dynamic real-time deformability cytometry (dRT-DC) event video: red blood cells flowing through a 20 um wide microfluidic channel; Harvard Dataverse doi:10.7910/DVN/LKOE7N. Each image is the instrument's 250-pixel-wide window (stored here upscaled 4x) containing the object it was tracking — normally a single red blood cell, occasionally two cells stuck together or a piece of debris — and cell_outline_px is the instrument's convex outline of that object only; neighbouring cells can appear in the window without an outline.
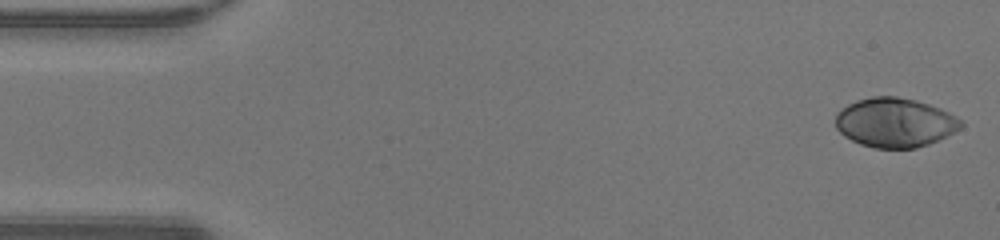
{"species": "human", "species_latin": "Homo sapiens", "temperature_condition": "warm", "stored_images_in_passage": 48, "camera_frame_rate_fps": 3000, "um_per_image_px": 0.085, "donor": {"sex": "male"}, "frame": {"image": 1, "passage_image": 1, "time_ms": 0.0, "image_size_px": [1000, 240], "cell_outline_px": [[964, 124], [960, 128], [928, 144], [916, 148], [872, 148], [860, 144], [844, 136], [836, 128], [836, 112], [848, 104], [856, 100], [872, 96], [896, 96], [916, 100], [940, 108], [956, 116]], "centroid_in_image_um": [76.03, 10.41], "position_along_channel_um": 9.0, "area_um2": 35.95}}
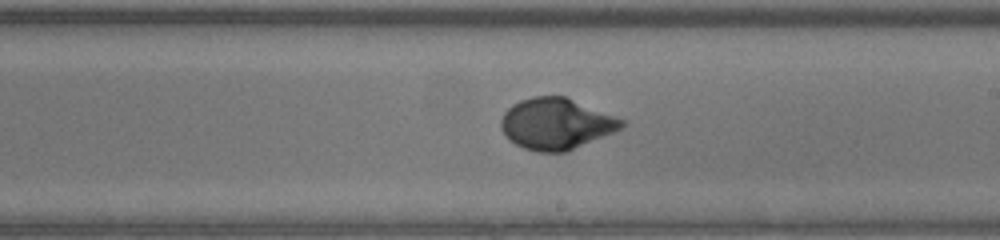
{"frame": {"image": 2, "passage_image": 27, "time_ms": 8.667, "image_size_px": [1000, 240], "cell_outline_px": [[628, 124], [612, 132], [564, 152], [536, 152], [524, 148], [508, 140], [500, 128], [500, 120], [504, 112], [512, 104], [520, 100], [532, 96], [564, 96], [624, 120]], "centroid_in_image_um": [47.2, 10.52], "position_along_channel_um": 241.8, "area_um2": 35.66}}
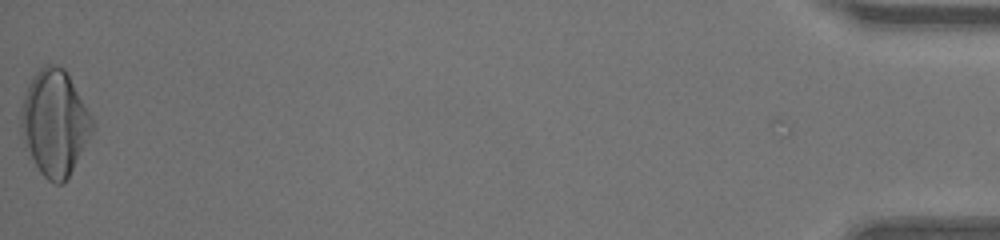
{"frame": {"image": 3, "passage_image": 48, "time_ms": 15.667, "image_size_px": [1000, 240], "cell_outline_px": [[96, 128], [64, 184], [56, 184], [48, 180], [40, 172], [20, 132], [20, 108], [28, 84], [32, 76], [44, 64], [56, 64], [64, 68], [68, 72], [92, 116]], "centroid_in_image_um": [4.67, 10.4], "position_along_channel_um": 430.5, "area_um2": 44.22}, "authors_computed_cell_mechanics": {"area_um2": 35.8071, "velocity_mm_per_s": 4.2672, "shape_relaxation_time_tau1_ms": 4.0143, "shape_relaxation_time_tau2_ms": null, "deformation_change_tau1": 0.2392, "deformation_change_tau2": null}}